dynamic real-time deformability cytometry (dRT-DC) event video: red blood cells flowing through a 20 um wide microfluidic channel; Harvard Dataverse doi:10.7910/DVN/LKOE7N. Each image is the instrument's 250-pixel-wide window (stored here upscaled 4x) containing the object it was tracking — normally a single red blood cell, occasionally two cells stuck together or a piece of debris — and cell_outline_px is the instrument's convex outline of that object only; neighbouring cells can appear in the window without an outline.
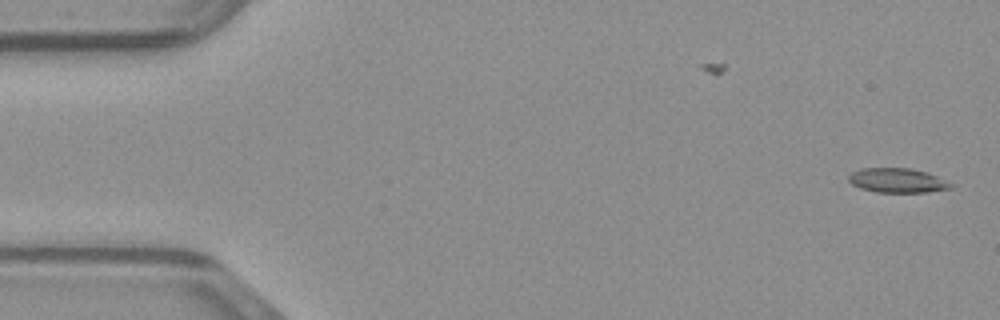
{"species": "common noctule bat (a hibernating species)", "species_latin": "Nyctalus noctula", "temperature_condition": "warm", "stored_images_in_passage": 48, "camera_frame_rate_fps": 3000, "um_per_image_px": 0.085, "animal": {"sex": "male", "body_mass_g": 23.1, "forearm_length_mm": 52.7}, "frame": {"image": 1, "passage_image": 1, "time_ms": 0.0, "image_size_px": [1000, 320], "cell_outline_px": [[956, 184], [952, 188], [928, 192], [876, 192], [860, 188], [852, 184], [848, 180], [848, 176], [852, 172], [864, 168], [912, 168], [928, 172]], "centroid_in_image_um": [76.33, 15.33], "position_along_channel_um": 8.7, "area_um2": 14.74}}
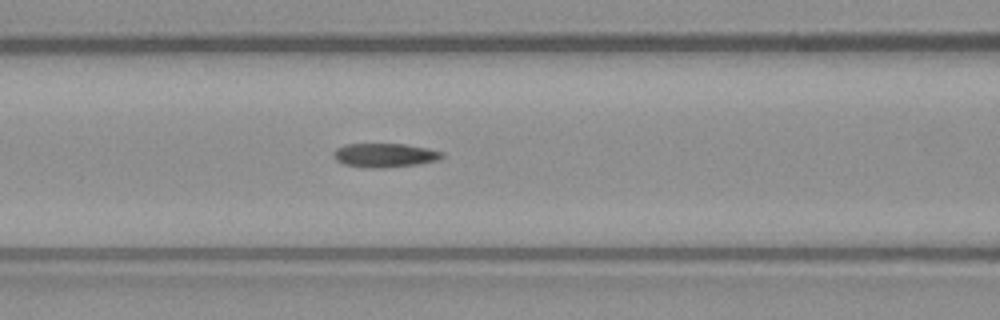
{"frame": {"image": 2, "passage_image": 19, "time_ms": 6.0, "image_size_px": [1000, 320], "cell_outline_px": [[444, 156], [440, 160], [420, 164], [384, 168], [368, 168], [344, 164], [336, 160], [332, 156], [332, 152], [336, 148], [344, 144], [404, 144], [428, 148], [444, 152]], "centroid_in_image_um": [32.71, 13.2], "position_along_channel_um": 133.9, "area_um2": 15.43}}
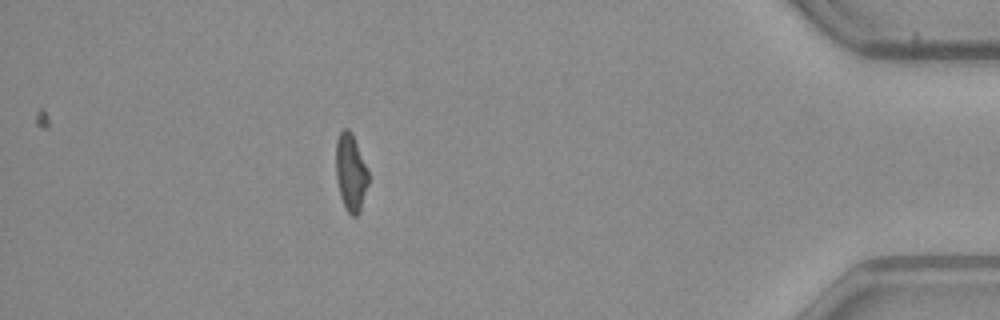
{"frame": {"image": 3, "passage_image": 42, "time_ms": 13.667, "image_size_px": [1000, 320], "cell_outline_px": [[368, 184], [360, 212], [356, 216], [352, 216], [344, 208], [340, 196], [336, 176], [336, 140], [340, 132], [344, 128], [348, 128], [352, 132], [368, 172]], "centroid_in_image_um": [29.8, 14.67], "position_along_channel_um": 405.4, "area_um2": 14.62}}